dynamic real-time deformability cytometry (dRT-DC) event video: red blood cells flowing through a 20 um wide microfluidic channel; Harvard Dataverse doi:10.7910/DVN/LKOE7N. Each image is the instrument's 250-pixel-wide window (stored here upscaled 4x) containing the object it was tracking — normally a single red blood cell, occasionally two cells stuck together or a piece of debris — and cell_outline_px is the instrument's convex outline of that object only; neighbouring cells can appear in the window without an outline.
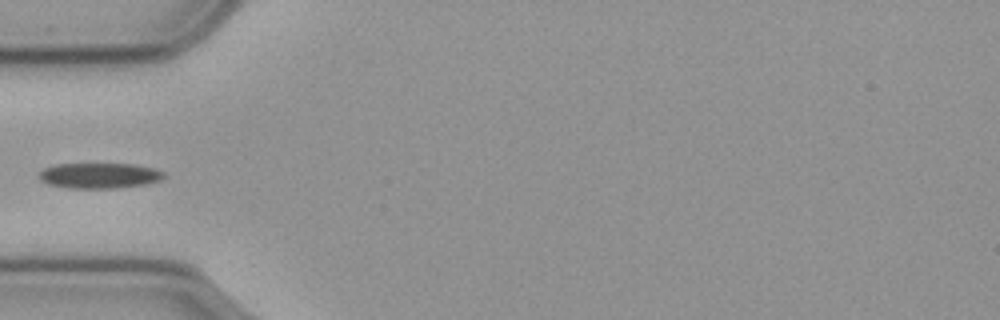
{"species": "common noctule bat (a hibernating species)", "species_latin": "Nyctalus noctula", "temperature_condition": "cold", "stored_images_in_passage": 40, "camera_frame_rate_fps": 3000, "um_per_image_px": 0.085, "animal": {"sex": "male", "body_mass_g": 23.1, "forearm_length_mm": 52.7}, "frame": {"image": 1, "passage_image": 1, "time_ms": 0.0, "image_size_px": [1000, 320], "cell_outline_px": [[164, 176], [160, 180], [148, 184], [116, 188], [68, 188], [48, 184], [40, 180], [40, 172], [44, 168], [56, 164], [132, 164], [156, 168], [164, 172]], "centroid_in_image_um": [8.47, 14.93], "position_along_channel_um": 76.5, "area_um2": 18.55}}
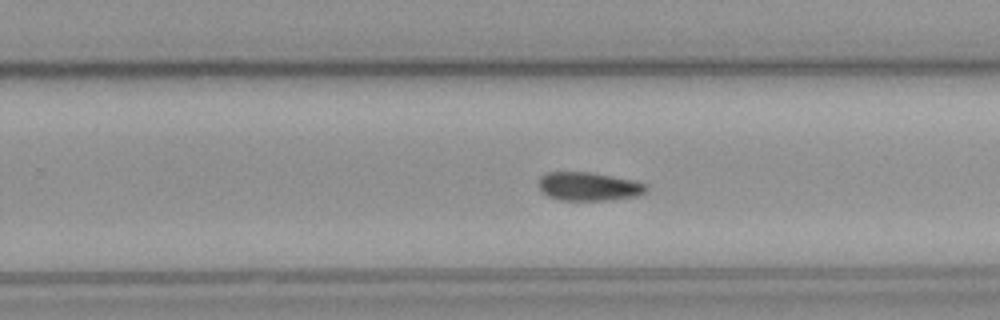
{"frame": {"image": 2, "passage_image": 18, "time_ms": 5.667, "image_size_px": [1000, 320], "cell_outline_px": [[648, 192], [636, 196], [608, 200], [560, 200], [548, 196], [540, 192], [536, 184], [540, 176], [548, 172], [588, 172], [636, 180], [648, 184]], "centroid_in_image_um": [50.03, 15.85], "position_along_channel_um": 279.8, "area_um2": 18.26}}
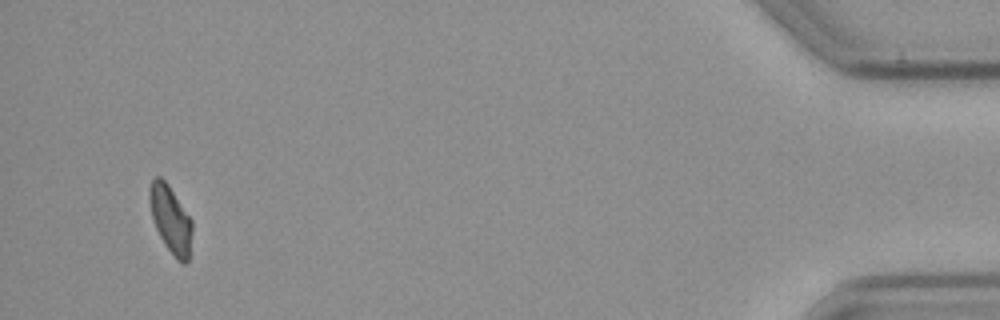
{"frame": {"image": 3, "passage_image": 37, "time_ms": 12.0, "image_size_px": [1000, 320], "cell_outline_px": [[192, 232], [188, 260], [184, 264], [176, 260], [164, 244], [156, 228], [152, 216], [148, 196], [148, 192], [152, 180], [156, 176], [160, 176], [168, 184], [192, 220]], "centroid_in_image_um": [14.5, 18.65], "position_along_channel_um": 420.7, "area_um2": 16.65}}